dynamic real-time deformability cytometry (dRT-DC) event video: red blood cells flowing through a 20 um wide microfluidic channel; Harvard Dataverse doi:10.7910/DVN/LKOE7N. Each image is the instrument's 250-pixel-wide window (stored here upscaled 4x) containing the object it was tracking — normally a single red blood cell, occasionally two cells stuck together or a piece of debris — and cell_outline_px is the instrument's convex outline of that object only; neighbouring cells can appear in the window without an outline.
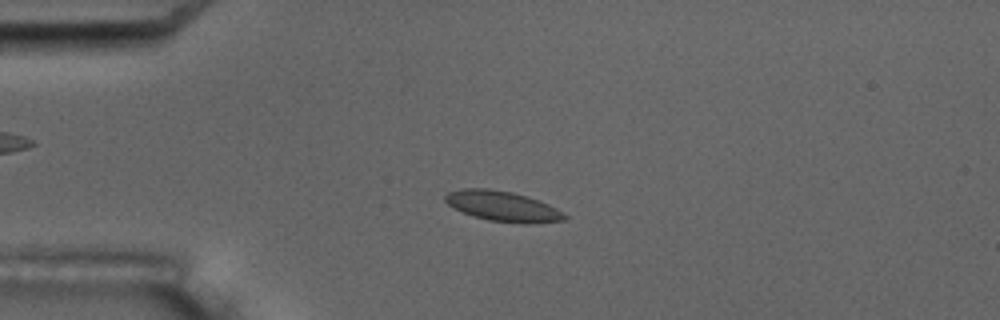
{"species": "common noctule bat (a hibernating species)", "species_latin": "Nyctalus noctula", "temperature_condition": "room temperature", "stored_images_in_passage": 4, "camera_frame_rate_fps": 3000, "um_per_image_px": 0.085, "animal": {"sex": "male", "body_mass_g": 17.5, "forearm_length_mm": 52.3}, "frame": {"image": 1, "passage_image": 3, "time_ms": 2.667, "image_size_px": [1000, 320], "cell_outline_px": [[568, 216], [564, 220], [528, 224], [524, 224], [488, 220], [472, 216], [452, 208], [444, 200], [444, 196], [448, 192], [460, 188], [488, 188], [512, 192], [548, 204], [564, 212]], "centroid_in_image_um": [42.69, 17.53], "position_along_channel_um": 42.3, "area_um2": 21.1}}